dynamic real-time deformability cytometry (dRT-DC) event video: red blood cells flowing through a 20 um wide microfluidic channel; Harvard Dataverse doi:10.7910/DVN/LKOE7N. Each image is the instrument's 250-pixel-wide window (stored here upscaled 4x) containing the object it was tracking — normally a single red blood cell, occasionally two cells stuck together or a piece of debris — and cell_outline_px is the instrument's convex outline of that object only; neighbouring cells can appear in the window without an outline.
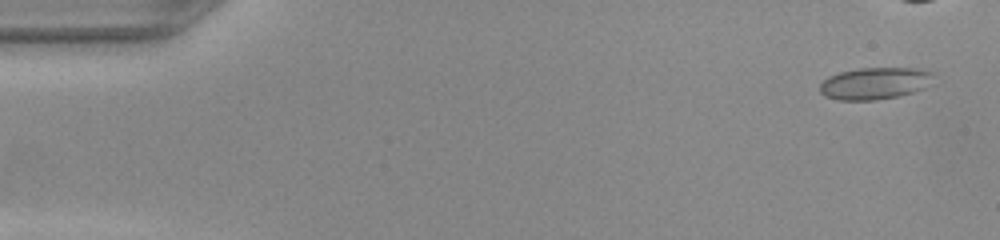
{"species": "common noctule bat (a hibernating species)", "species_latin": "Nyctalus noctula", "temperature_condition": "warm", "stored_images_in_passage": 39, "camera_frame_rate_fps": 3000, "um_per_image_px": 0.085, "animal": {"sex": "female", "body_mass_g": 22.0, "forearm_length_mm": 56.7}, "frame": {"image": 1, "passage_image": 2, "time_ms": 0.333, "image_size_px": [1000, 240], "cell_outline_px": [[936, 72], [924, 88], [912, 92], [896, 96], [876, 100], [840, 100], [824, 96], [820, 92], [820, 84], [828, 76], [840, 72], [856, 68], [912, 68]], "centroid_in_image_um": [74.32, 7.08], "position_along_channel_um": 10.7, "area_um2": 21.04}}
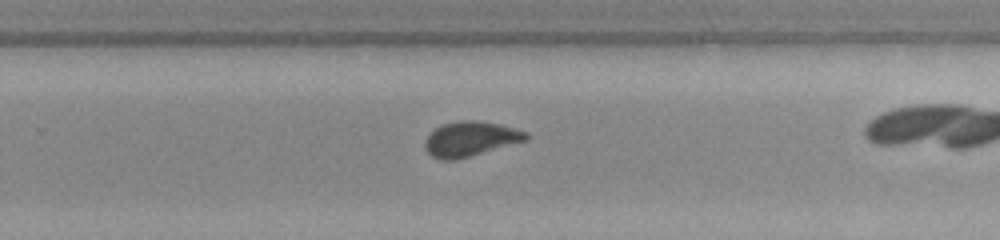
{"frame": {"image": 2, "passage_image": 32, "time_ms": 10.333, "image_size_px": [1000, 240], "cell_outline_px": [[528, 136], [524, 140], [456, 160], [440, 160], [432, 156], [428, 152], [424, 144], [428, 136], [436, 128], [444, 124], [464, 120], [472, 120], [500, 124], [528, 132]], "centroid_in_image_um": [39.96, 11.81], "position_along_channel_um": 289.8, "area_um2": 19.94}}
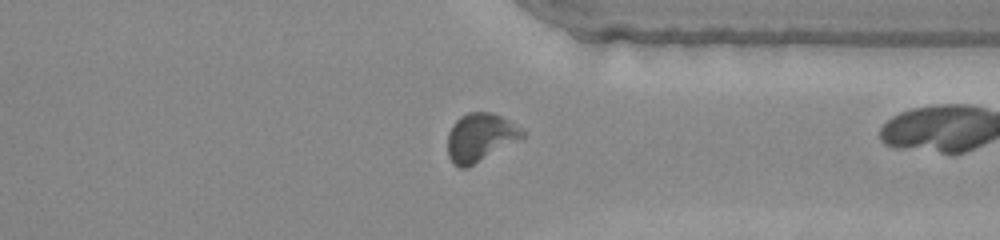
{"frame": {"image": 3, "passage_image": 38, "time_ms": 12.333, "image_size_px": [1000, 240], "cell_outline_px": [[528, 136], [468, 168], [460, 168], [452, 164], [448, 156], [448, 132], [452, 124], [460, 116], [468, 112], [492, 112], [508, 120], [520, 128]], "centroid_in_image_um": [40.82, 11.7], "position_along_channel_um": 370.6, "area_um2": 21.39}}